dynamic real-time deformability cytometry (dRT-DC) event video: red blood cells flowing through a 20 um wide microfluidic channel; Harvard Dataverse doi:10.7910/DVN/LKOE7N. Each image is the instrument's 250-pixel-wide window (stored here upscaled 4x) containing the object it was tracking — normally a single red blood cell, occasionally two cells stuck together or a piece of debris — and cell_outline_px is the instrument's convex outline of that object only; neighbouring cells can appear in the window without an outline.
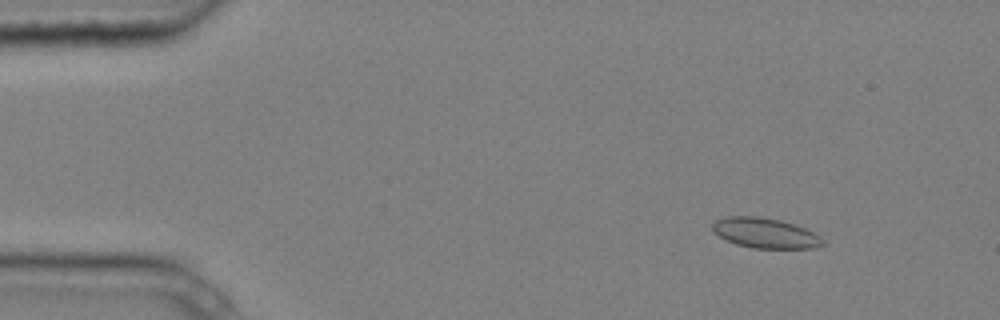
{"species": "common noctule bat (a hibernating species)", "species_latin": "Nyctalus noctula", "temperature_condition": "cold", "stored_images_in_passage": 9, "camera_frame_rate_fps": 3000, "um_per_image_px": 0.085, "animal": {"sex": "male", "body_mass_g": 20.4}, "frame": {"image": 1, "passage_image": 2, "time_ms": 0.333, "image_size_px": [1000, 320], "cell_outline_px": [[824, 244], [816, 248], [752, 248], [736, 244], [712, 232], [712, 224], [716, 220], [728, 216], [760, 216], [780, 220], [796, 224], [820, 236], [824, 240]], "centroid_in_image_um": [65.05, 19.8], "position_along_channel_um": 20.0, "area_um2": 19.42}}
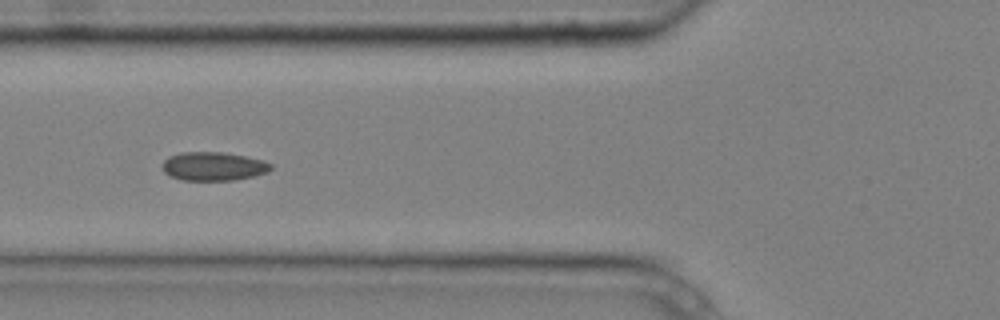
{"frame": {"image": 2, "passage_image": 6, "time_ms": 1.667, "image_size_px": [1000, 320], "cell_outline_px": [[272, 168], [268, 172], [236, 180], [184, 180], [172, 176], [164, 172], [164, 160], [168, 156], [180, 152], [224, 152], [264, 160], [272, 164]], "centroid_in_image_um": [18.17, 14.13], "position_along_channel_um": 107.6, "area_um2": 18.03}}
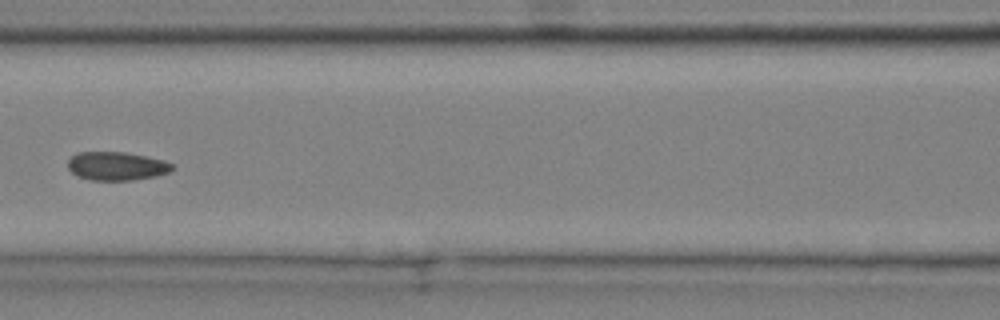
{"frame": {"image": 3, "passage_image": 7, "time_ms": 2.0, "image_size_px": [1000, 320], "cell_outline_px": [[176, 168], [168, 172], [156, 176], [132, 180], [92, 180], [76, 176], [68, 168], [68, 160], [76, 152], [124, 152], [164, 160], [172, 164]], "centroid_in_image_um": [9.9, 14.12], "position_along_channel_um": 156.7, "area_um2": 17.34}}